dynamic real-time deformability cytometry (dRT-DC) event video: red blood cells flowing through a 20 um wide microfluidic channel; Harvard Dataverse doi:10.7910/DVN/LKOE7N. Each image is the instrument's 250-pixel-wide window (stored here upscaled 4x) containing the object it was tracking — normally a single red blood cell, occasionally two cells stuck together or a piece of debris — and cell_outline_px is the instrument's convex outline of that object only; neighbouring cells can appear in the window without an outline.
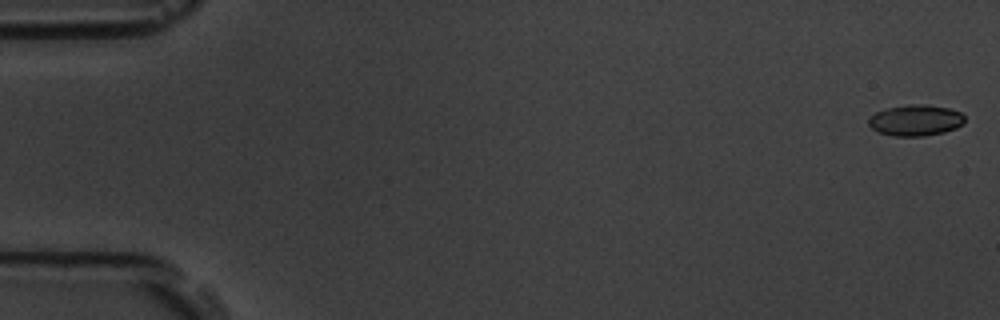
{"species": "common noctule bat (a hibernating species)", "species_latin": "Nyctalus noctula", "temperature_condition": "room temperature", "stored_images_in_passage": 56, "camera_frame_rate_fps": 3000, "um_per_image_px": 0.085, "animal": {"sex": "male", "body_mass_g": 19.5, "forearm_length_mm": 54.6}, "frame": {"image": 1, "passage_image": 1, "time_ms": 0.0, "image_size_px": [1000, 320], "cell_outline_px": [[964, 124], [956, 128], [944, 132], [924, 136], [892, 136], [876, 132], [868, 124], [868, 120], [876, 112], [888, 108], [912, 104], [924, 104], [948, 108], [960, 112], [964, 116]], "centroid_in_image_um": [77.83, 10.24], "position_along_channel_um": 7.2, "area_um2": 17.4}}
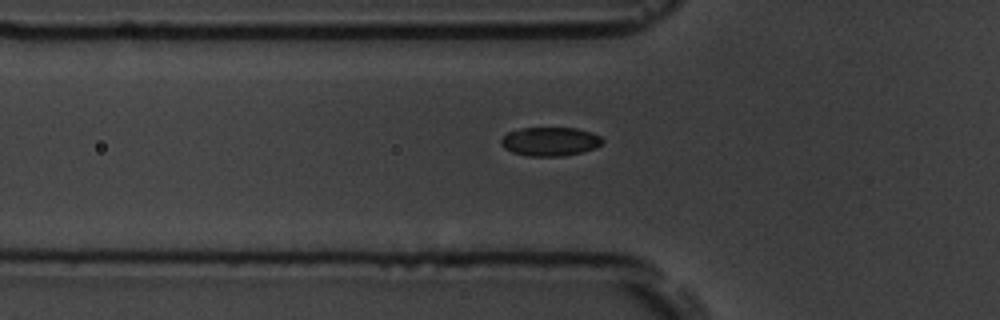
{"frame": {"image": 2, "passage_image": 19, "time_ms": 6.0, "image_size_px": [1000, 320], "cell_outline_px": [[604, 140], [596, 148], [580, 152], [560, 156], [528, 156], [512, 152], [504, 148], [500, 144], [500, 140], [508, 132], [520, 128], [576, 128], [592, 132], [600, 136]], "centroid_in_image_um": [46.74, 12.02], "position_along_channel_um": 79.1, "area_um2": 16.99}}
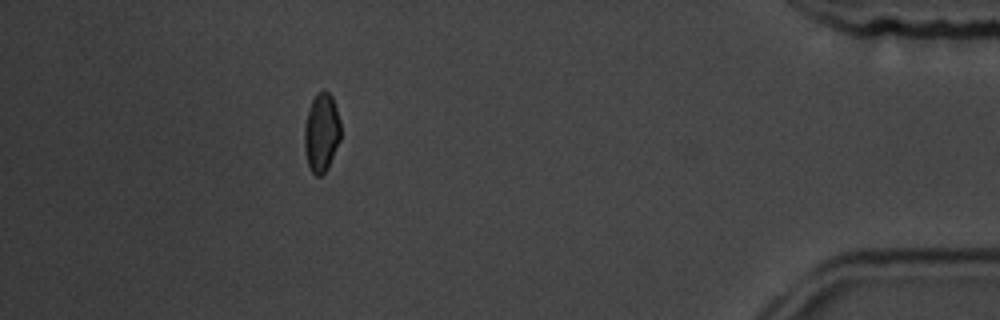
{"frame": {"image": 3, "passage_image": 50, "time_ms": 16.333, "image_size_px": [1000, 320], "cell_outline_px": [[340, 140], [328, 168], [320, 176], [316, 176], [312, 172], [308, 164], [304, 148], [304, 128], [308, 112], [312, 100], [316, 92], [324, 88], [332, 96], [340, 120]], "centroid_in_image_um": [27.33, 11.24], "position_along_channel_um": 407.9, "area_um2": 16.7}, "authors_computed_cell_mechanics": {"area_um2": 17.1088, "velocity_mm_per_s": 3.6929, "shape_relaxation_time_tau1_ms": 2.4948, "shape_relaxation_time_tau2_ms": 2.0117, "deformation_change_tau1": 0.0604, "deformation_change_tau2": 0.0531}}